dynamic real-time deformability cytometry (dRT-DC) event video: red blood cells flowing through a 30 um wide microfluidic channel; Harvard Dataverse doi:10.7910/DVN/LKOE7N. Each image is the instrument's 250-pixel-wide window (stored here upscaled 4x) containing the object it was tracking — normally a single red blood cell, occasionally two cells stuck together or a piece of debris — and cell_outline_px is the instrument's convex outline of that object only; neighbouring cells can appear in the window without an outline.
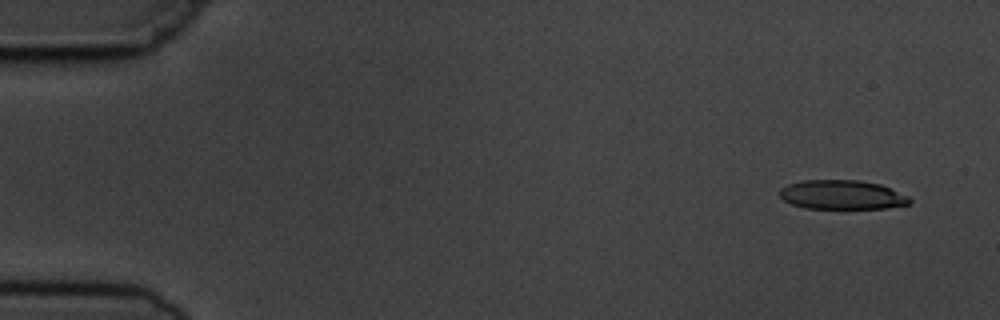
{"species": "common noctule bat (a hibernating species)", "species_latin": "Nyctalus noctula", "temperature_condition": "cold", "stored_images_in_passage": 5, "camera_frame_rate_fps": 3000, "um_per_image_px": 0.085, "animal": {"sex": "male", "body_mass_g": 19.5, "forearm_length_mm": 54.6}, "frame": {"image": 1, "passage_image": 2, "time_ms": 1.0, "image_size_px": [1000, 320], "cell_outline_px": [[912, 200], [908, 204], [884, 208], [804, 208], [792, 204], [784, 200], [780, 196], [780, 188], [788, 184], [800, 180], [860, 180], [880, 184], [908, 196]], "centroid_in_image_um": [71.54, 16.55], "position_along_channel_um": 13.5, "area_um2": 22.02}}